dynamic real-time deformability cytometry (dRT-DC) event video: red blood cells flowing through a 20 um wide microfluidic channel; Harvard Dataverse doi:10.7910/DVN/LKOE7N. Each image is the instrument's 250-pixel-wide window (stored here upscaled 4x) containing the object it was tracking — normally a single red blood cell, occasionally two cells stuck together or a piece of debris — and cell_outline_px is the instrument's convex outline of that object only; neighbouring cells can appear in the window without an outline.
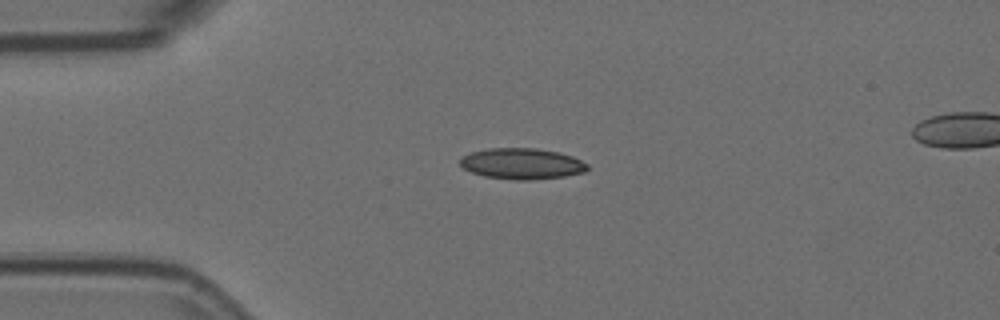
{"species": "Egyptian fruit bat (a non-hibernating species)", "species_latin": "Rousettus aegyptiacus", "temperature_condition": "room temperature", "stored_images_in_passage": 4, "camera_frame_rate_fps": 3000, "um_per_image_px": 0.085, "animal": {"sex": "female"}, "frame": {"image": 1, "passage_image": 2, "time_ms": 0.333, "image_size_px": [1000, 320], "cell_outline_px": [[588, 168], [584, 172], [564, 176], [528, 180], [516, 180], [484, 176], [472, 172], [464, 168], [460, 164], [460, 160], [464, 156], [472, 152], [488, 148], [536, 148], [560, 152], [572, 156], [588, 164]], "centroid_in_image_um": [44.38, 13.91], "position_along_channel_um": 40.6, "area_um2": 22.83}}